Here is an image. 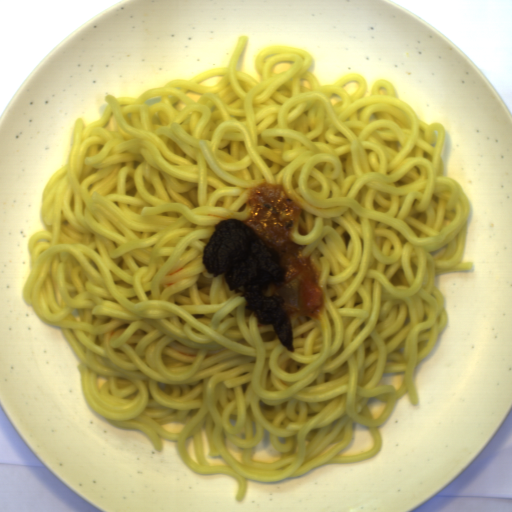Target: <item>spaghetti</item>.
Returning <instances> with one entry per match:
<instances>
[{"instance_id": "obj_1", "label": "spaghetti", "mask_w": 512, "mask_h": 512, "mask_svg": "<svg viewBox=\"0 0 512 512\" xmlns=\"http://www.w3.org/2000/svg\"><path fill=\"white\" fill-rule=\"evenodd\" d=\"M247 41L226 68L75 119L22 292L79 357L92 411L235 478L239 502L247 480L380 453L378 427L404 393L419 404L414 367L447 327L435 277L473 268L442 124L384 79L367 97L356 73L319 84L304 49L263 48L257 82L237 68ZM265 180L302 208L290 239L326 292L321 319L292 323L295 353L202 265L215 224L247 219Z\"/></svg>"}]
</instances>
